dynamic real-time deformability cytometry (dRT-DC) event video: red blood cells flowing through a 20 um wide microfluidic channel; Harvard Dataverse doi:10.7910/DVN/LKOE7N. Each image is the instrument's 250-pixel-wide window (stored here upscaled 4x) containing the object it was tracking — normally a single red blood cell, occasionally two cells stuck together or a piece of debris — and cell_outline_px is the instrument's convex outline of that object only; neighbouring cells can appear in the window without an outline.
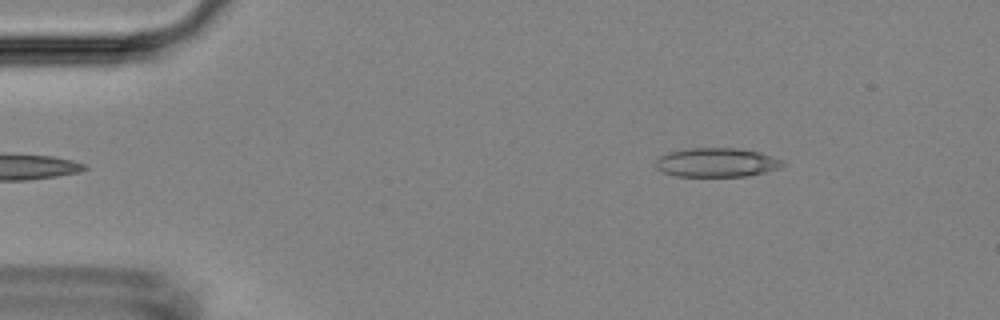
{"species": "Egyptian fruit bat (a non-hibernating species)", "species_latin": "Rousettus aegyptiacus", "temperature_condition": "room temperature", "stored_images_in_passage": 5, "camera_frame_rate_fps": 3000, "um_per_image_px": 0.085, "animal": {"sex": "female"}, "frame": {"image": 1, "passage_image": 5, "time_ms": 1.333, "image_size_px": [1000, 320], "cell_outline_px": [[784, 164], [780, 168], [748, 176], [676, 176], [664, 172], [656, 168], [656, 160], [660, 156], [668, 152], [684, 148], [736, 148], [760, 152], [784, 160]], "centroid_in_image_um": [60.92, 13.8], "position_along_channel_um": 24.1, "area_um2": 21.56}}